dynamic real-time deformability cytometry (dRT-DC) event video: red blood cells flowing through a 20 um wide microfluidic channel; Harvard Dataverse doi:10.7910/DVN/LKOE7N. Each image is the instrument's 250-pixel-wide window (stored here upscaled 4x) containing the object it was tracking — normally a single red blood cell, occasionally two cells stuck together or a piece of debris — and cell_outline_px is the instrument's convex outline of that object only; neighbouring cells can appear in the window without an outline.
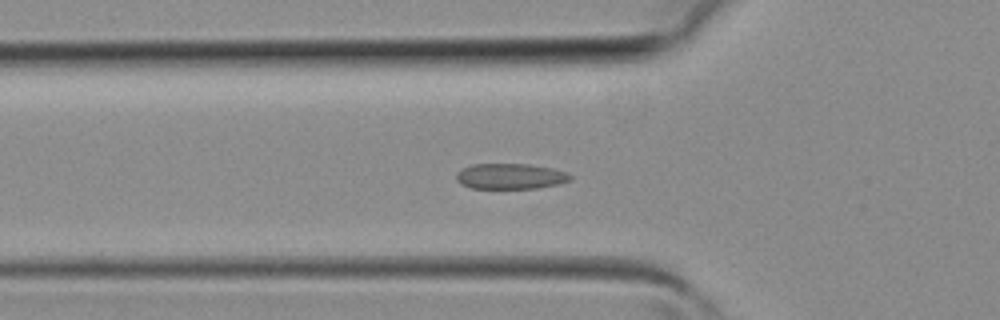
{"species": "common noctule bat (a hibernating species)", "species_latin": "Nyctalus noctula", "temperature_condition": "room temperature", "stored_images_in_passage": 40, "camera_frame_rate_fps": 3000, "um_per_image_px": 0.085, "animal": {"sex": "female", "body_mass_g": 19.3, "forearm_length_mm": 54.1}, "frame": {"image": 1, "passage_image": 13, "time_ms": 4.0, "image_size_px": [1000, 320], "cell_outline_px": [[572, 180], [560, 184], [536, 188], [472, 188], [460, 184], [456, 180], [456, 172], [472, 164], [528, 164], [552, 168], [568, 172], [572, 176]], "centroid_in_image_um": [43.41, 14.98], "position_along_channel_um": 82.4, "area_um2": 17.11}}
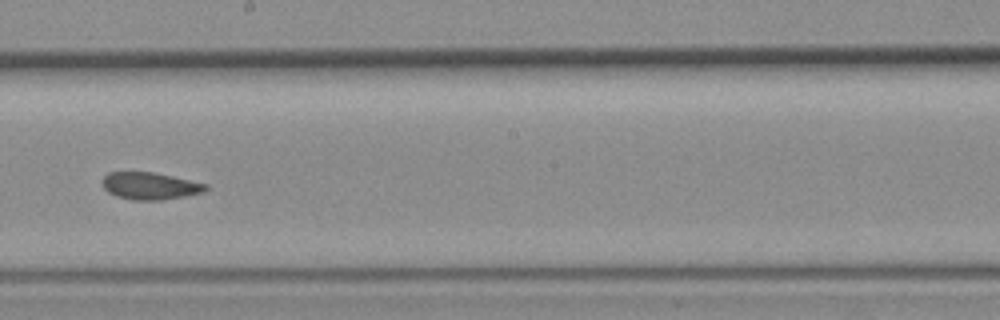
{"frame": {"image": 2, "passage_image": 22, "time_ms": 7.0, "image_size_px": [1000, 320], "cell_outline_px": [[208, 188], [204, 192], [184, 196], [160, 200], [132, 200], [116, 196], [108, 192], [104, 188], [104, 176], [108, 172], [152, 172], [172, 176], [208, 184]], "centroid_in_image_um": [12.77, 15.8], "position_along_channel_um": 235.4, "area_um2": 16.24}}
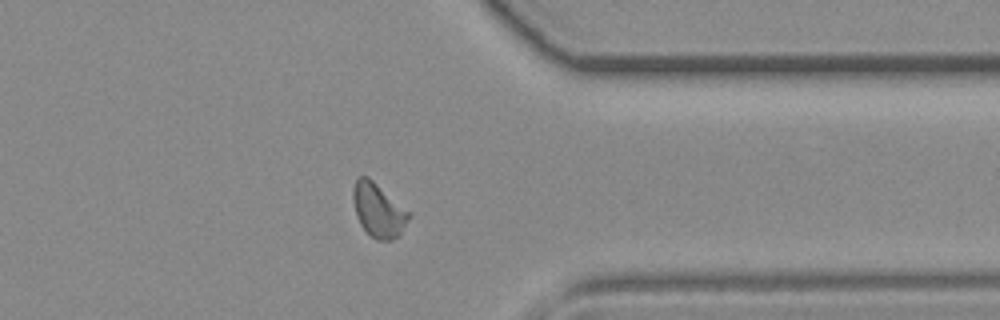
{"frame": {"image": 3, "passage_image": 31, "time_ms": 10.0, "image_size_px": [1000, 320], "cell_outline_px": [[408, 220], [400, 236], [392, 240], [376, 240], [360, 224], [356, 216], [352, 196], [352, 188], [356, 180], [360, 176], [368, 176], [408, 212]], "centroid_in_image_um": [32.12, 17.88], "position_along_channel_um": 379.3, "area_um2": 17.11}}